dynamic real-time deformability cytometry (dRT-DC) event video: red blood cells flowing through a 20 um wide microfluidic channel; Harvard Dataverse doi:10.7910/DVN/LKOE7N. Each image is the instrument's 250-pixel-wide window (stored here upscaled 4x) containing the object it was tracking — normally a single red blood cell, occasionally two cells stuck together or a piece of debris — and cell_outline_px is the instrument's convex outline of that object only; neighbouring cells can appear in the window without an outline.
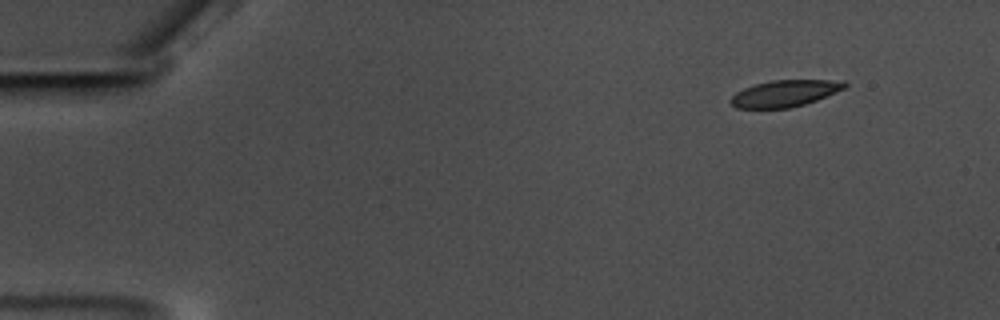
{"species": "common noctule bat (a hibernating species)", "species_latin": "Nyctalus noctula", "temperature_condition": "warm", "stored_images_in_passage": 59, "camera_frame_rate_fps": 3000, "um_per_image_px": 0.085, "animal": {"sex": "male", "body_mass_g": 17.5, "forearm_length_mm": 52.3}, "frame": {"image": 1, "passage_image": 7, "time_ms": 2.0, "image_size_px": [1000, 320], "cell_outline_px": [[848, 84], [844, 88], [816, 100], [804, 104], [788, 108], [736, 108], [728, 100], [736, 92], [744, 88], [756, 84], [772, 80], [844, 80]], "centroid_in_image_um": [66.69, 7.93], "position_along_channel_um": 18.3, "area_um2": 17.51}}
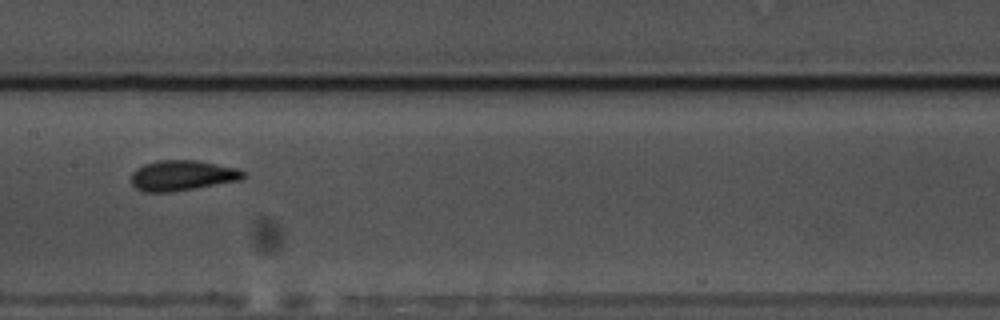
{"frame": {"image": 2, "passage_image": 31, "time_ms": 10.0, "image_size_px": [1000, 320], "cell_outline_px": [[248, 176], [240, 180], [196, 188], [172, 192], [144, 192], [136, 188], [132, 184], [132, 172], [136, 168], [144, 164], [160, 160], [196, 160], [236, 168], [244, 172]], "centroid_in_image_um": [15.49, 14.92], "position_along_channel_um": 191.9, "area_um2": 19.83}}
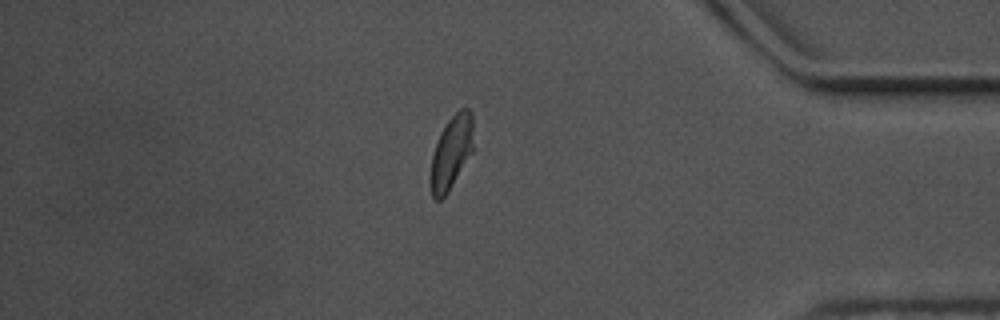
{"frame": {"image": 3, "passage_image": 51, "time_ms": 16.667, "image_size_px": [1000, 320], "cell_outline_px": [[472, 152], [448, 192], [440, 200], [436, 200], [432, 196], [428, 180], [432, 156], [440, 132], [448, 120], [460, 108], [468, 108], [472, 112]], "centroid_in_image_um": [38.32, 12.98], "position_along_channel_um": 396.9, "area_um2": 18.32}, "authors_computed_cell_mechanics": {"area_um2": 18.6694, "velocity_mm_per_s": 3.5025, "shape_relaxation_time_tau1_ms": 3.5782, "shape_relaxation_time_tau2_ms": 1.4679, "deformation_change_tau1": 0.1271, "deformation_change_tau2": 0.0738}}